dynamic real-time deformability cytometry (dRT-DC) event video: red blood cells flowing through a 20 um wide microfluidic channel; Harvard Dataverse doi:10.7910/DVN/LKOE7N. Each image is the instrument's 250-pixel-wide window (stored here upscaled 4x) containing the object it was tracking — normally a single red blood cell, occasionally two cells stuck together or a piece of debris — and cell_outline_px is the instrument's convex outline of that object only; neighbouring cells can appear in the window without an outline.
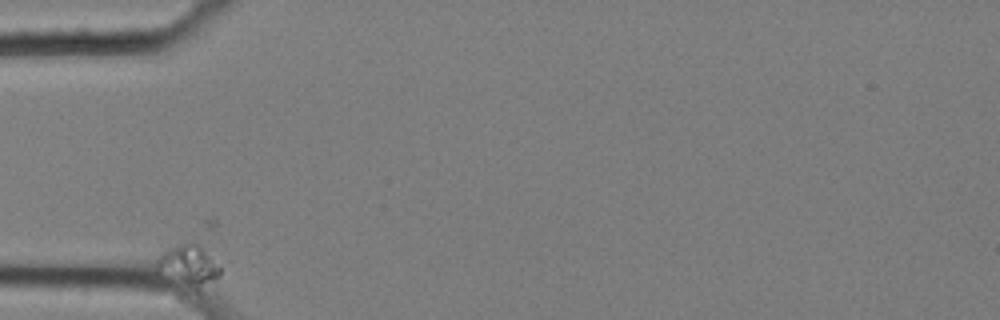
{"species": "common noctule bat (a hibernating species)", "species_latin": "Nyctalus noctula", "temperature_condition": "cold", "stored_images_in_passage": 42, "camera_frame_rate_fps": 3000, "um_per_image_px": 0.085, "animal": {"sex": "female", "body_mass_g": 25.1}, "frame": {"image": 1, "passage_image": 1, "time_ms": 0.0, "image_size_px": [1000, 320], "cell_outline_px": [[220, 276], [216, 280], [200, 292], [196, 292], [156, 268], [156, 260], [168, 248], [180, 244], [196, 244], [220, 268]], "centroid_in_image_um": [16.06, 22.64], "position_along_channel_um": 68.9, "area_um2": 14.51}}